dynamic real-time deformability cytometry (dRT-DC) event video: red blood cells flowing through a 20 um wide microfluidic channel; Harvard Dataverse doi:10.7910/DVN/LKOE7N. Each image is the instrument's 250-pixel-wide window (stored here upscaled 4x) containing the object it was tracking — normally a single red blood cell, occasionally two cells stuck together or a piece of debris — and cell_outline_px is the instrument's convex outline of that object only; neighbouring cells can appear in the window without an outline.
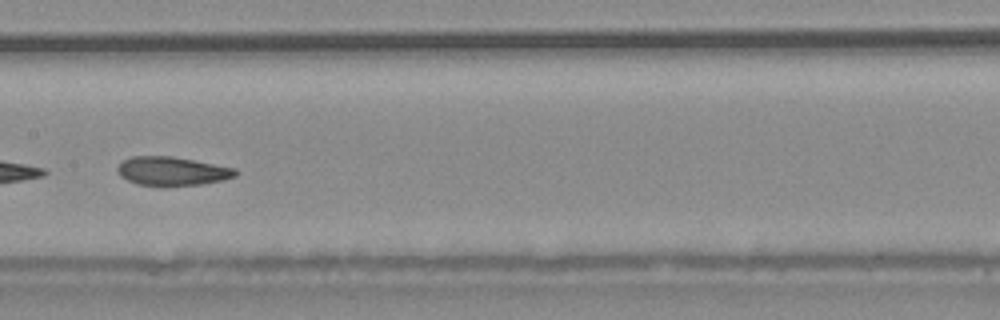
{"species": "common noctule bat (a hibernating species)", "species_latin": "Nyctalus noctula", "temperature_condition": "warm", "stored_images_in_passage": 43, "camera_frame_rate_fps": 3000, "um_per_image_px": 0.085, "animal": {"sex": "male", "body_mass_g": 20.4}, "frame": {"image": 1, "passage_image": 25, "time_ms": 8.0, "image_size_px": [1000, 320], "cell_outline_px": [[236, 176], [224, 180], [200, 184], [164, 188], [160, 188], [136, 184], [120, 176], [116, 172], [116, 168], [124, 160], [132, 156], [172, 156], [236, 168]], "centroid_in_image_um": [14.59, 14.58], "position_along_channel_um": 192.8, "area_um2": 20.29}, "authors_computed_cell_mechanics": {"area_um2": 20.8658, "velocity_mm_per_s": 4.0459, "shape_relaxation_time_tau1_ms": null, "shape_relaxation_time_tau2_ms": 2.9517, "deformation_change_tau1": null, "deformation_change_tau2": 0.0855}}